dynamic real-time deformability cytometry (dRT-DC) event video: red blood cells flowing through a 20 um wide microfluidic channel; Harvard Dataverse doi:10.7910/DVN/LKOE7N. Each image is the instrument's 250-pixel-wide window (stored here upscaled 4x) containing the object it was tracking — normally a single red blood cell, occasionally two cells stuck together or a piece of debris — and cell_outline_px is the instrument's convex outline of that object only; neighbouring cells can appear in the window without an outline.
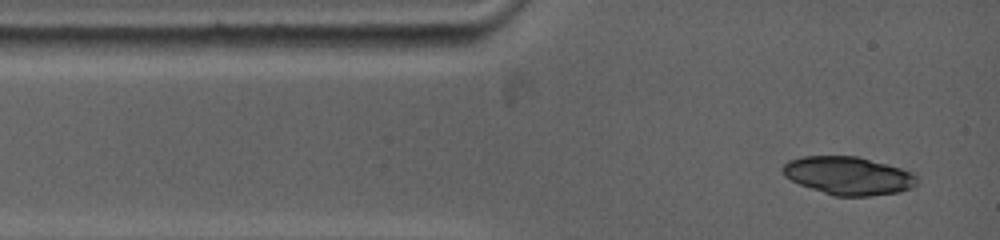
{"species": "common noctule bat (a hibernating species)", "species_latin": "Nyctalus noctula", "temperature_condition": "warm", "stored_images_in_passage": 3, "camera_frame_rate_fps": 5000, "um_per_image_px": 0.085, "animal": {"sex": "female", "body_mass_g": 19.0, "forearm_length_mm": 53.3}, "frame": {"image": 1, "passage_image": 1, "time_ms": 0.0, "image_size_px": [1000, 240], "cell_outline_px": [[916, 184], [912, 188], [900, 192], [868, 196], [836, 196], [800, 184], [784, 176], [780, 168], [788, 160], [800, 156], [856, 156], [900, 168], [912, 172], [916, 176]], "centroid_in_image_um": [72.08, 14.93], "position_along_channel_um": 12.9, "area_um2": 29.65}}